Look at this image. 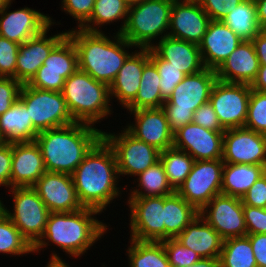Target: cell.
Wrapping results in <instances>:
<instances>
[{"instance_id":"obj_1","label":"cell","mask_w":266,"mask_h":267,"mask_svg":"<svg viewBox=\"0 0 266 267\" xmlns=\"http://www.w3.org/2000/svg\"><path fill=\"white\" fill-rule=\"evenodd\" d=\"M71 177L82 206L100 213L123 192L118 187L120 176L115 153L103 137L85 155Z\"/></svg>"},{"instance_id":"obj_2","label":"cell","mask_w":266,"mask_h":267,"mask_svg":"<svg viewBox=\"0 0 266 267\" xmlns=\"http://www.w3.org/2000/svg\"><path fill=\"white\" fill-rule=\"evenodd\" d=\"M97 214L101 213L86 207L74 212H50L43 235L33 245V253H40L52 243L68 256L81 257L109 229L94 216Z\"/></svg>"},{"instance_id":"obj_3","label":"cell","mask_w":266,"mask_h":267,"mask_svg":"<svg viewBox=\"0 0 266 267\" xmlns=\"http://www.w3.org/2000/svg\"><path fill=\"white\" fill-rule=\"evenodd\" d=\"M102 137L103 131L94 125L74 122L42 131L35 141L47 171L71 175Z\"/></svg>"},{"instance_id":"obj_4","label":"cell","mask_w":266,"mask_h":267,"mask_svg":"<svg viewBox=\"0 0 266 267\" xmlns=\"http://www.w3.org/2000/svg\"><path fill=\"white\" fill-rule=\"evenodd\" d=\"M88 32L78 28L67 31L78 52L79 70L110 86L127 58L136 48L118 33ZM128 50H126V49Z\"/></svg>"},{"instance_id":"obj_5","label":"cell","mask_w":266,"mask_h":267,"mask_svg":"<svg viewBox=\"0 0 266 267\" xmlns=\"http://www.w3.org/2000/svg\"><path fill=\"white\" fill-rule=\"evenodd\" d=\"M62 94L75 122L94 125L113 112L109 86L79 69L65 80Z\"/></svg>"},{"instance_id":"obj_6","label":"cell","mask_w":266,"mask_h":267,"mask_svg":"<svg viewBox=\"0 0 266 267\" xmlns=\"http://www.w3.org/2000/svg\"><path fill=\"white\" fill-rule=\"evenodd\" d=\"M173 1L138 0L130 3L127 21L120 35L136 48L151 49L155 45L154 40L160 41L168 36Z\"/></svg>"},{"instance_id":"obj_7","label":"cell","mask_w":266,"mask_h":267,"mask_svg":"<svg viewBox=\"0 0 266 267\" xmlns=\"http://www.w3.org/2000/svg\"><path fill=\"white\" fill-rule=\"evenodd\" d=\"M216 81V71L205 68L199 73L186 75L174 88L162 106L173 135L188 123H192L194 111L209 101Z\"/></svg>"},{"instance_id":"obj_8","label":"cell","mask_w":266,"mask_h":267,"mask_svg":"<svg viewBox=\"0 0 266 267\" xmlns=\"http://www.w3.org/2000/svg\"><path fill=\"white\" fill-rule=\"evenodd\" d=\"M19 99L26 105L33 126L39 133L75 122L62 92L40 90L23 84Z\"/></svg>"},{"instance_id":"obj_9","label":"cell","mask_w":266,"mask_h":267,"mask_svg":"<svg viewBox=\"0 0 266 267\" xmlns=\"http://www.w3.org/2000/svg\"><path fill=\"white\" fill-rule=\"evenodd\" d=\"M8 190L14 205L12 212L4 205V213L33 246L44 233L50 211L33 187H12Z\"/></svg>"},{"instance_id":"obj_10","label":"cell","mask_w":266,"mask_h":267,"mask_svg":"<svg viewBox=\"0 0 266 267\" xmlns=\"http://www.w3.org/2000/svg\"><path fill=\"white\" fill-rule=\"evenodd\" d=\"M223 167L222 159L195 161L176 192L200 212L215 196L221 194Z\"/></svg>"},{"instance_id":"obj_11","label":"cell","mask_w":266,"mask_h":267,"mask_svg":"<svg viewBox=\"0 0 266 267\" xmlns=\"http://www.w3.org/2000/svg\"><path fill=\"white\" fill-rule=\"evenodd\" d=\"M79 69L78 52L72 39L66 35L49 53L27 85L62 92L65 80Z\"/></svg>"},{"instance_id":"obj_12","label":"cell","mask_w":266,"mask_h":267,"mask_svg":"<svg viewBox=\"0 0 266 267\" xmlns=\"http://www.w3.org/2000/svg\"><path fill=\"white\" fill-rule=\"evenodd\" d=\"M123 129L119 134L103 131V138L115 153L119 176L134 177L158 162L161 151Z\"/></svg>"},{"instance_id":"obj_13","label":"cell","mask_w":266,"mask_h":267,"mask_svg":"<svg viewBox=\"0 0 266 267\" xmlns=\"http://www.w3.org/2000/svg\"><path fill=\"white\" fill-rule=\"evenodd\" d=\"M251 90L248 84L214 83L209 102L225 130L244 127Z\"/></svg>"},{"instance_id":"obj_14","label":"cell","mask_w":266,"mask_h":267,"mask_svg":"<svg viewBox=\"0 0 266 267\" xmlns=\"http://www.w3.org/2000/svg\"><path fill=\"white\" fill-rule=\"evenodd\" d=\"M130 239L161 242L164 240V196L129 198Z\"/></svg>"},{"instance_id":"obj_15","label":"cell","mask_w":266,"mask_h":267,"mask_svg":"<svg viewBox=\"0 0 266 267\" xmlns=\"http://www.w3.org/2000/svg\"><path fill=\"white\" fill-rule=\"evenodd\" d=\"M243 207L241 198L219 194L199 215L225 240L247 235Z\"/></svg>"},{"instance_id":"obj_16","label":"cell","mask_w":266,"mask_h":267,"mask_svg":"<svg viewBox=\"0 0 266 267\" xmlns=\"http://www.w3.org/2000/svg\"><path fill=\"white\" fill-rule=\"evenodd\" d=\"M222 160L230 164H253L266 167V135L245 127L226 129Z\"/></svg>"},{"instance_id":"obj_17","label":"cell","mask_w":266,"mask_h":267,"mask_svg":"<svg viewBox=\"0 0 266 267\" xmlns=\"http://www.w3.org/2000/svg\"><path fill=\"white\" fill-rule=\"evenodd\" d=\"M210 21L197 0H174L168 36L199 45Z\"/></svg>"},{"instance_id":"obj_18","label":"cell","mask_w":266,"mask_h":267,"mask_svg":"<svg viewBox=\"0 0 266 267\" xmlns=\"http://www.w3.org/2000/svg\"><path fill=\"white\" fill-rule=\"evenodd\" d=\"M13 0H10L2 13H0V36L23 44L30 38L41 34L54 20L49 16L32 8L23 7L8 11Z\"/></svg>"},{"instance_id":"obj_19","label":"cell","mask_w":266,"mask_h":267,"mask_svg":"<svg viewBox=\"0 0 266 267\" xmlns=\"http://www.w3.org/2000/svg\"><path fill=\"white\" fill-rule=\"evenodd\" d=\"M224 131H213L188 123L173 135V147L187 152L195 161L222 159Z\"/></svg>"},{"instance_id":"obj_20","label":"cell","mask_w":266,"mask_h":267,"mask_svg":"<svg viewBox=\"0 0 266 267\" xmlns=\"http://www.w3.org/2000/svg\"><path fill=\"white\" fill-rule=\"evenodd\" d=\"M32 187L50 212H74L84 208L69 174L46 171Z\"/></svg>"},{"instance_id":"obj_21","label":"cell","mask_w":266,"mask_h":267,"mask_svg":"<svg viewBox=\"0 0 266 267\" xmlns=\"http://www.w3.org/2000/svg\"><path fill=\"white\" fill-rule=\"evenodd\" d=\"M129 112L133 115L135 124L128 123L125 129L136 139L154 146L159 151L173 147V134L162 107Z\"/></svg>"},{"instance_id":"obj_22","label":"cell","mask_w":266,"mask_h":267,"mask_svg":"<svg viewBox=\"0 0 266 267\" xmlns=\"http://www.w3.org/2000/svg\"><path fill=\"white\" fill-rule=\"evenodd\" d=\"M52 24L41 34L34 36L19 46L15 79L27 84L36 74L52 49L67 35V31L47 36Z\"/></svg>"},{"instance_id":"obj_23","label":"cell","mask_w":266,"mask_h":267,"mask_svg":"<svg viewBox=\"0 0 266 267\" xmlns=\"http://www.w3.org/2000/svg\"><path fill=\"white\" fill-rule=\"evenodd\" d=\"M241 42L224 22L211 20L199 44L205 68L216 71Z\"/></svg>"},{"instance_id":"obj_24","label":"cell","mask_w":266,"mask_h":267,"mask_svg":"<svg viewBox=\"0 0 266 267\" xmlns=\"http://www.w3.org/2000/svg\"><path fill=\"white\" fill-rule=\"evenodd\" d=\"M46 171L36 141L12 143L10 188L32 187Z\"/></svg>"},{"instance_id":"obj_25","label":"cell","mask_w":266,"mask_h":267,"mask_svg":"<svg viewBox=\"0 0 266 267\" xmlns=\"http://www.w3.org/2000/svg\"><path fill=\"white\" fill-rule=\"evenodd\" d=\"M149 60L150 49L132 52L109 86L110 99L116 98L125 109L137 95L144 65Z\"/></svg>"},{"instance_id":"obj_26","label":"cell","mask_w":266,"mask_h":267,"mask_svg":"<svg viewBox=\"0 0 266 267\" xmlns=\"http://www.w3.org/2000/svg\"><path fill=\"white\" fill-rule=\"evenodd\" d=\"M259 67L260 63L252 41H242L216 70L217 80L251 85Z\"/></svg>"},{"instance_id":"obj_27","label":"cell","mask_w":266,"mask_h":267,"mask_svg":"<svg viewBox=\"0 0 266 267\" xmlns=\"http://www.w3.org/2000/svg\"><path fill=\"white\" fill-rule=\"evenodd\" d=\"M156 42L152 49L184 74L193 75L205 69L198 44L169 36Z\"/></svg>"},{"instance_id":"obj_28","label":"cell","mask_w":266,"mask_h":267,"mask_svg":"<svg viewBox=\"0 0 266 267\" xmlns=\"http://www.w3.org/2000/svg\"><path fill=\"white\" fill-rule=\"evenodd\" d=\"M203 258L219 259L224 239L200 215L175 238Z\"/></svg>"},{"instance_id":"obj_29","label":"cell","mask_w":266,"mask_h":267,"mask_svg":"<svg viewBox=\"0 0 266 267\" xmlns=\"http://www.w3.org/2000/svg\"><path fill=\"white\" fill-rule=\"evenodd\" d=\"M0 134L6 143L35 141L39 132L34 128L26 105L20 99L0 115Z\"/></svg>"},{"instance_id":"obj_30","label":"cell","mask_w":266,"mask_h":267,"mask_svg":"<svg viewBox=\"0 0 266 267\" xmlns=\"http://www.w3.org/2000/svg\"><path fill=\"white\" fill-rule=\"evenodd\" d=\"M265 173L263 165L224 163L221 194L242 199Z\"/></svg>"},{"instance_id":"obj_31","label":"cell","mask_w":266,"mask_h":267,"mask_svg":"<svg viewBox=\"0 0 266 267\" xmlns=\"http://www.w3.org/2000/svg\"><path fill=\"white\" fill-rule=\"evenodd\" d=\"M164 240L176 238L199 212L176 191L164 196Z\"/></svg>"},{"instance_id":"obj_32","label":"cell","mask_w":266,"mask_h":267,"mask_svg":"<svg viewBox=\"0 0 266 267\" xmlns=\"http://www.w3.org/2000/svg\"><path fill=\"white\" fill-rule=\"evenodd\" d=\"M129 5L127 0H95L90 19L80 29L88 32H102L100 27L103 25L123 20L121 27L116 31L120 34L127 21Z\"/></svg>"},{"instance_id":"obj_33","label":"cell","mask_w":266,"mask_h":267,"mask_svg":"<svg viewBox=\"0 0 266 267\" xmlns=\"http://www.w3.org/2000/svg\"><path fill=\"white\" fill-rule=\"evenodd\" d=\"M160 76L155 64L149 60L144 65L140 87L135 99L125 108L137 109L161 108L165 102L160 91Z\"/></svg>"},{"instance_id":"obj_34","label":"cell","mask_w":266,"mask_h":267,"mask_svg":"<svg viewBox=\"0 0 266 267\" xmlns=\"http://www.w3.org/2000/svg\"><path fill=\"white\" fill-rule=\"evenodd\" d=\"M137 188L130 190L127 198L168 196L175 192L168 182L164 166L159 160L137 175ZM144 190V191H143Z\"/></svg>"},{"instance_id":"obj_35","label":"cell","mask_w":266,"mask_h":267,"mask_svg":"<svg viewBox=\"0 0 266 267\" xmlns=\"http://www.w3.org/2000/svg\"><path fill=\"white\" fill-rule=\"evenodd\" d=\"M242 41L252 40L260 31L254 0H244L222 20Z\"/></svg>"},{"instance_id":"obj_36","label":"cell","mask_w":266,"mask_h":267,"mask_svg":"<svg viewBox=\"0 0 266 267\" xmlns=\"http://www.w3.org/2000/svg\"><path fill=\"white\" fill-rule=\"evenodd\" d=\"M129 240L126 253L130 267H171L162 242Z\"/></svg>"},{"instance_id":"obj_37","label":"cell","mask_w":266,"mask_h":267,"mask_svg":"<svg viewBox=\"0 0 266 267\" xmlns=\"http://www.w3.org/2000/svg\"><path fill=\"white\" fill-rule=\"evenodd\" d=\"M220 267H257L249 237L225 239L219 258Z\"/></svg>"},{"instance_id":"obj_38","label":"cell","mask_w":266,"mask_h":267,"mask_svg":"<svg viewBox=\"0 0 266 267\" xmlns=\"http://www.w3.org/2000/svg\"><path fill=\"white\" fill-rule=\"evenodd\" d=\"M168 182L176 191L185 181L194 165V158L187 152L171 147L160 152Z\"/></svg>"},{"instance_id":"obj_39","label":"cell","mask_w":266,"mask_h":267,"mask_svg":"<svg viewBox=\"0 0 266 267\" xmlns=\"http://www.w3.org/2000/svg\"><path fill=\"white\" fill-rule=\"evenodd\" d=\"M0 253L10 256L33 253V246L4 212L0 215Z\"/></svg>"},{"instance_id":"obj_40","label":"cell","mask_w":266,"mask_h":267,"mask_svg":"<svg viewBox=\"0 0 266 267\" xmlns=\"http://www.w3.org/2000/svg\"><path fill=\"white\" fill-rule=\"evenodd\" d=\"M150 60L155 64L160 76V91L162 98L166 101L172 94L174 88L186 76L180 69L171 66L164 61L152 48L150 49Z\"/></svg>"},{"instance_id":"obj_41","label":"cell","mask_w":266,"mask_h":267,"mask_svg":"<svg viewBox=\"0 0 266 267\" xmlns=\"http://www.w3.org/2000/svg\"><path fill=\"white\" fill-rule=\"evenodd\" d=\"M244 127L266 135V92L251 90Z\"/></svg>"},{"instance_id":"obj_42","label":"cell","mask_w":266,"mask_h":267,"mask_svg":"<svg viewBox=\"0 0 266 267\" xmlns=\"http://www.w3.org/2000/svg\"><path fill=\"white\" fill-rule=\"evenodd\" d=\"M161 242L171 267H190L201 259L196 252L184 247L175 238Z\"/></svg>"},{"instance_id":"obj_43","label":"cell","mask_w":266,"mask_h":267,"mask_svg":"<svg viewBox=\"0 0 266 267\" xmlns=\"http://www.w3.org/2000/svg\"><path fill=\"white\" fill-rule=\"evenodd\" d=\"M19 46L0 36V77L15 78Z\"/></svg>"},{"instance_id":"obj_44","label":"cell","mask_w":266,"mask_h":267,"mask_svg":"<svg viewBox=\"0 0 266 267\" xmlns=\"http://www.w3.org/2000/svg\"><path fill=\"white\" fill-rule=\"evenodd\" d=\"M95 0H62L61 9L73 17L80 29L91 17Z\"/></svg>"},{"instance_id":"obj_45","label":"cell","mask_w":266,"mask_h":267,"mask_svg":"<svg viewBox=\"0 0 266 267\" xmlns=\"http://www.w3.org/2000/svg\"><path fill=\"white\" fill-rule=\"evenodd\" d=\"M211 20L222 21L244 0H197Z\"/></svg>"},{"instance_id":"obj_46","label":"cell","mask_w":266,"mask_h":267,"mask_svg":"<svg viewBox=\"0 0 266 267\" xmlns=\"http://www.w3.org/2000/svg\"><path fill=\"white\" fill-rule=\"evenodd\" d=\"M244 221L249 234H266V208L243 207Z\"/></svg>"},{"instance_id":"obj_47","label":"cell","mask_w":266,"mask_h":267,"mask_svg":"<svg viewBox=\"0 0 266 267\" xmlns=\"http://www.w3.org/2000/svg\"><path fill=\"white\" fill-rule=\"evenodd\" d=\"M22 84L15 78L0 77V115L19 99Z\"/></svg>"},{"instance_id":"obj_48","label":"cell","mask_w":266,"mask_h":267,"mask_svg":"<svg viewBox=\"0 0 266 267\" xmlns=\"http://www.w3.org/2000/svg\"><path fill=\"white\" fill-rule=\"evenodd\" d=\"M192 122L209 130L225 131L209 101L194 111Z\"/></svg>"},{"instance_id":"obj_49","label":"cell","mask_w":266,"mask_h":267,"mask_svg":"<svg viewBox=\"0 0 266 267\" xmlns=\"http://www.w3.org/2000/svg\"><path fill=\"white\" fill-rule=\"evenodd\" d=\"M243 206L266 208V173L242 197Z\"/></svg>"},{"instance_id":"obj_50","label":"cell","mask_w":266,"mask_h":267,"mask_svg":"<svg viewBox=\"0 0 266 267\" xmlns=\"http://www.w3.org/2000/svg\"><path fill=\"white\" fill-rule=\"evenodd\" d=\"M12 162V144L3 143L0 145V186L10 189Z\"/></svg>"},{"instance_id":"obj_51","label":"cell","mask_w":266,"mask_h":267,"mask_svg":"<svg viewBox=\"0 0 266 267\" xmlns=\"http://www.w3.org/2000/svg\"><path fill=\"white\" fill-rule=\"evenodd\" d=\"M257 267H266V234H249Z\"/></svg>"},{"instance_id":"obj_52","label":"cell","mask_w":266,"mask_h":267,"mask_svg":"<svg viewBox=\"0 0 266 267\" xmlns=\"http://www.w3.org/2000/svg\"><path fill=\"white\" fill-rule=\"evenodd\" d=\"M251 41L260 65H266V30H261Z\"/></svg>"},{"instance_id":"obj_53","label":"cell","mask_w":266,"mask_h":267,"mask_svg":"<svg viewBox=\"0 0 266 267\" xmlns=\"http://www.w3.org/2000/svg\"><path fill=\"white\" fill-rule=\"evenodd\" d=\"M250 87L252 90L266 92V65H260L256 78Z\"/></svg>"},{"instance_id":"obj_54","label":"cell","mask_w":266,"mask_h":267,"mask_svg":"<svg viewBox=\"0 0 266 267\" xmlns=\"http://www.w3.org/2000/svg\"><path fill=\"white\" fill-rule=\"evenodd\" d=\"M257 6V19L261 30H266V0H254Z\"/></svg>"},{"instance_id":"obj_55","label":"cell","mask_w":266,"mask_h":267,"mask_svg":"<svg viewBox=\"0 0 266 267\" xmlns=\"http://www.w3.org/2000/svg\"><path fill=\"white\" fill-rule=\"evenodd\" d=\"M50 256V260L45 267H70V265L65 263V260H62V258L59 257L55 251H53L52 255Z\"/></svg>"},{"instance_id":"obj_56","label":"cell","mask_w":266,"mask_h":267,"mask_svg":"<svg viewBox=\"0 0 266 267\" xmlns=\"http://www.w3.org/2000/svg\"><path fill=\"white\" fill-rule=\"evenodd\" d=\"M190 267H220L219 259L215 258H203L197 261L195 264Z\"/></svg>"},{"instance_id":"obj_57","label":"cell","mask_w":266,"mask_h":267,"mask_svg":"<svg viewBox=\"0 0 266 267\" xmlns=\"http://www.w3.org/2000/svg\"><path fill=\"white\" fill-rule=\"evenodd\" d=\"M10 0H0V13L3 12Z\"/></svg>"},{"instance_id":"obj_58","label":"cell","mask_w":266,"mask_h":267,"mask_svg":"<svg viewBox=\"0 0 266 267\" xmlns=\"http://www.w3.org/2000/svg\"><path fill=\"white\" fill-rule=\"evenodd\" d=\"M3 203L4 202L2 200H0V215L4 212V204Z\"/></svg>"},{"instance_id":"obj_59","label":"cell","mask_w":266,"mask_h":267,"mask_svg":"<svg viewBox=\"0 0 266 267\" xmlns=\"http://www.w3.org/2000/svg\"><path fill=\"white\" fill-rule=\"evenodd\" d=\"M3 143H5V142H4V140H3V138H2V136L0 134V145L3 144Z\"/></svg>"},{"instance_id":"obj_60","label":"cell","mask_w":266,"mask_h":267,"mask_svg":"<svg viewBox=\"0 0 266 267\" xmlns=\"http://www.w3.org/2000/svg\"><path fill=\"white\" fill-rule=\"evenodd\" d=\"M129 3H132V2H135V1H138V0H127Z\"/></svg>"}]
</instances>
